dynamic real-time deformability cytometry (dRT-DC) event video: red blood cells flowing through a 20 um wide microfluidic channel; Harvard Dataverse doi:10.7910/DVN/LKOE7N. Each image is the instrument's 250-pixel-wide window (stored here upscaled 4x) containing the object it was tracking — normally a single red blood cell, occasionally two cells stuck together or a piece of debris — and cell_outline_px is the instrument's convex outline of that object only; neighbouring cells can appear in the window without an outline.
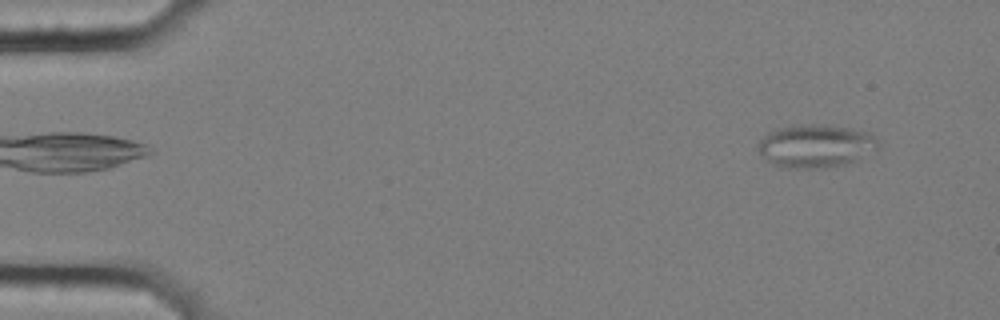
{"species": "common noctule bat (a hibernating species)", "species_latin": "Nyctalus noctula", "temperature_condition": "cold", "stored_images_in_passage": 4, "camera_frame_rate_fps": 3000, "um_per_image_px": 0.085, "animal": {"sex": "female", "body_mass_g": 25.1}, "frame": {"image": 1, "passage_image": 1, "time_ms": 0.0, "image_size_px": [1000, 320], "cell_outline_px": [[880, 144], [876, 148], [852, 160], [840, 164], [824, 168], [780, 168], [772, 164], [760, 152], [760, 140], [768, 132], [780, 128], [808, 124], [816, 124], [852, 128], [872, 132], [880, 140]], "centroid_in_image_um": [69.35, 12.39], "position_along_channel_um": 15.7, "area_um2": 29.65}}